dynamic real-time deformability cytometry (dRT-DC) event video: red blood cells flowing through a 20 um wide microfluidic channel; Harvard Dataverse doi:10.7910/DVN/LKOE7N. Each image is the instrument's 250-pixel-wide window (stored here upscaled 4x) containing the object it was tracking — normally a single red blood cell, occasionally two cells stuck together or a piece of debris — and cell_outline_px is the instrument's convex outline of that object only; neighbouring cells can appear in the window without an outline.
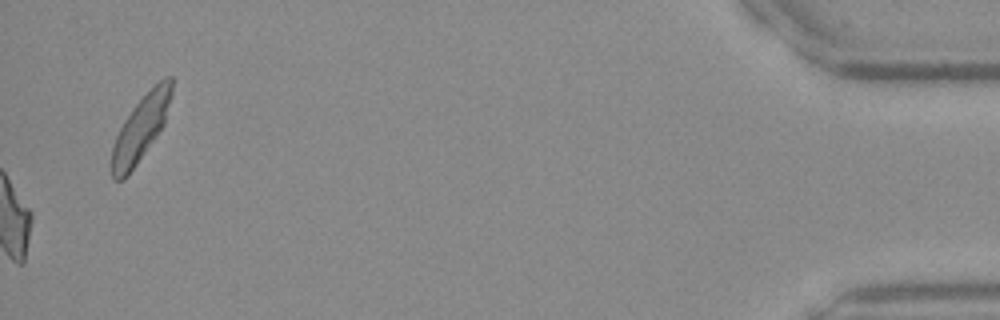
{"species": "Egyptian fruit bat (a non-hibernating species)", "species_latin": "Rousettus aegyptiacus", "temperature_condition": "warm", "stored_images_in_passage": 43, "camera_frame_rate_fps": 3000, "um_per_image_px": 0.085, "frame": {"image": 1, "passage_image": 43, "time_ms": 14.0, "image_size_px": [1000, 320], "cell_outline_px": [[172, 96], [164, 124], [156, 136], [128, 176], [124, 180], [112, 180], [112, 148], [116, 136], [124, 120], [132, 108], [164, 76], [172, 76]], "centroid_in_image_um": [11.96, 10.92], "position_along_channel_um": 423.2, "area_um2": 22.43}}